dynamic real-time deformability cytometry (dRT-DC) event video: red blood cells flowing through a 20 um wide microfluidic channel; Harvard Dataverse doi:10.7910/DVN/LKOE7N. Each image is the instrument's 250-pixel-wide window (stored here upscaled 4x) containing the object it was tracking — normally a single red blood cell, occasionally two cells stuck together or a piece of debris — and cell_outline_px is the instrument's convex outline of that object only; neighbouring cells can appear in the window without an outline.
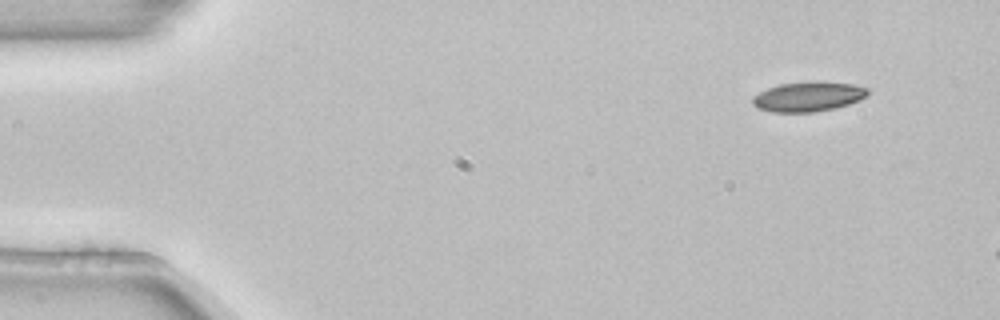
{"species": "common noctule bat (a hibernating species)", "species_latin": "Nyctalus noctula", "temperature_condition": "room temperature", "stored_images_in_passage": 4, "camera_frame_rate_fps": 3000, "um_per_image_px": 0.085, "animal": {"sex": "female", "body_mass_g": 22.7, "forearm_length_mm": 54.2}, "frame": {"image": 1, "passage_image": 1, "time_ms": 0.0, "image_size_px": [1000, 320], "cell_outline_px": [[868, 96], [860, 100], [836, 108], [816, 112], [772, 112], [756, 108], [752, 104], [752, 96], [768, 88], [780, 84], [852, 84], [868, 88]], "centroid_in_image_um": [68.66, 8.27], "position_along_channel_um": 16.3, "area_um2": 19.25}}